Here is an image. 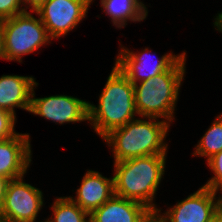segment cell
Segmentation results:
<instances>
[{"label": "cell", "instance_id": "1", "mask_svg": "<svg viewBox=\"0 0 222 222\" xmlns=\"http://www.w3.org/2000/svg\"><path fill=\"white\" fill-rule=\"evenodd\" d=\"M167 155H149L113 163L114 195L144 204L153 213L164 179Z\"/></svg>", "mask_w": 222, "mask_h": 222}, {"label": "cell", "instance_id": "2", "mask_svg": "<svg viewBox=\"0 0 222 222\" xmlns=\"http://www.w3.org/2000/svg\"><path fill=\"white\" fill-rule=\"evenodd\" d=\"M171 124L154 117H140L112 130L102 141L112 152L113 163L149 155H167L166 138Z\"/></svg>", "mask_w": 222, "mask_h": 222}, {"label": "cell", "instance_id": "3", "mask_svg": "<svg viewBox=\"0 0 222 222\" xmlns=\"http://www.w3.org/2000/svg\"><path fill=\"white\" fill-rule=\"evenodd\" d=\"M98 95V104L89 102L90 127L101 140L112 130L123 127L138 117L135 106L134 84L115 64ZM137 116V117H136Z\"/></svg>", "mask_w": 222, "mask_h": 222}, {"label": "cell", "instance_id": "4", "mask_svg": "<svg viewBox=\"0 0 222 222\" xmlns=\"http://www.w3.org/2000/svg\"><path fill=\"white\" fill-rule=\"evenodd\" d=\"M186 51L166 71L134 84L135 106L140 117H154L175 122L181 86L186 76Z\"/></svg>", "mask_w": 222, "mask_h": 222}, {"label": "cell", "instance_id": "5", "mask_svg": "<svg viewBox=\"0 0 222 222\" xmlns=\"http://www.w3.org/2000/svg\"><path fill=\"white\" fill-rule=\"evenodd\" d=\"M34 11L26 10L2 21V60L23 63V57L52 44L46 27Z\"/></svg>", "mask_w": 222, "mask_h": 222}, {"label": "cell", "instance_id": "6", "mask_svg": "<svg viewBox=\"0 0 222 222\" xmlns=\"http://www.w3.org/2000/svg\"><path fill=\"white\" fill-rule=\"evenodd\" d=\"M119 46L121 47L114 59V64L132 84L152 79L168 70L185 52L184 50L182 53L175 54L173 51H168L157 57L156 52L152 53V49L146 46L141 48L140 52L123 46L122 42Z\"/></svg>", "mask_w": 222, "mask_h": 222}, {"label": "cell", "instance_id": "7", "mask_svg": "<svg viewBox=\"0 0 222 222\" xmlns=\"http://www.w3.org/2000/svg\"><path fill=\"white\" fill-rule=\"evenodd\" d=\"M25 177L8 182L0 216L7 222H45V219L37 221L38 214L45 207L44 193L35 185L26 183Z\"/></svg>", "mask_w": 222, "mask_h": 222}, {"label": "cell", "instance_id": "8", "mask_svg": "<svg viewBox=\"0 0 222 222\" xmlns=\"http://www.w3.org/2000/svg\"><path fill=\"white\" fill-rule=\"evenodd\" d=\"M88 0H47L35 11L52 40L67 36L87 18Z\"/></svg>", "mask_w": 222, "mask_h": 222}, {"label": "cell", "instance_id": "9", "mask_svg": "<svg viewBox=\"0 0 222 222\" xmlns=\"http://www.w3.org/2000/svg\"><path fill=\"white\" fill-rule=\"evenodd\" d=\"M39 83L36 82L31 95L29 113L42 117L56 125L75 124L89 121V101L73 95H50L36 97L35 89Z\"/></svg>", "mask_w": 222, "mask_h": 222}, {"label": "cell", "instance_id": "10", "mask_svg": "<svg viewBox=\"0 0 222 222\" xmlns=\"http://www.w3.org/2000/svg\"><path fill=\"white\" fill-rule=\"evenodd\" d=\"M177 201L165 211L159 209L156 214L160 222H213L215 220V199L212 189L200 186L197 191Z\"/></svg>", "mask_w": 222, "mask_h": 222}, {"label": "cell", "instance_id": "11", "mask_svg": "<svg viewBox=\"0 0 222 222\" xmlns=\"http://www.w3.org/2000/svg\"><path fill=\"white\" fill-rule=\"evenodd\" d=\"M30 133H17L0 141V175L10 180L26 176L32 163Z\"/></svg>", "mask_w": 222, "mask_h": 222}, {"label": "cell", "instance_id": "12", "mask_svg": "<svg viewBox=\"0 0 222 222\" xmlns=\"http://www.w3.org/2000/svg\"><path fill=\"white\" fill-rule=\"evenodd\" d=\"M72 191L75 195L68 197L90 215L114 195L113 176L108 178L97 170L87 169L80 186Z\"/></svg>", "mask_w": 222, "mask_h": 222}, {"label": "cell", "instance_id": "13", "mask_svg": "<svg viewBox=\"0 0 222 222\" xmlns=\"http://www.w3.org/2000/svg\"><path fill=\"white\" fill-rule=\"evenodd\" d=\"M152 214L142 203L113 195L89 215V222H145Z\"/></svg>", "mask_w": 222, "mask_h": 222}, {"label": "cell", "instance_id": "14", "mask_svg": "<svg viewBox=\"0 0 222 222\" xmlns=\"http://www.w3.org/2000/svg\"><path fill=\"white\" fill-rule=\"evenodd\" d=\"M34 76L2 75L0 77V109L16 117L15 109L30 110L32 90L37 82Z\"/></svg>", "mask_w": 222, "mask_h": 222}, {"label": "cell", "instance_id": "15", "mask_svg": "<svg viewBox=\"0 0 222 222\" xmlns=\"http://www.w3.org/2000/svg\"><path fill=\"white\" fill-rule=\"evenodd\" d=\"M99 3L115 29L126 28L129 22H143L149 13L137 0H100Z\"/></svg>", "mask_w": 222, "mask_h": 222}, {"label": "cell", "instance_id": "16", "mask_svg": "<svg viewBox=\"0 0 222 222\" xmlns=\"http://www.w3.org/2000/svg\"><path fill=\"white\" fill-rule=\"evenodd\" d=\"M211 126L205 131L197 144L194 145L192 156L209 158L222 151V116L219 114L214 117Z\"/></svg>", "mask_w": 222, "mask_h": 222}, {"label": "cell", "instance_id": "17", "mask_svg": "<svg viewBox=\"0 0 222 222\" xmlns=\"http://www.w3.org/2000/svg\"><path fill=\"white\" fill-rule=\"evenodd\" d=\"M50 205L52 216L45 218V222H89V214L68 196H56Z\"/></svg>", "mask_w": 222, "mask_h": 222}, {"label": "cell", "instance_id": "18", "mask_svg": "<svg viewBox=\"0 0 222 222\" xmlns=\"http://www.w3.org/2000/svg\"><path fill=\"white\" fill-rule=\"evenodd\" d=\"M207 167L211 173L212 177L206 181L202 186L210 188L212 190L222 186V151L218 152L207 161Z\"/></svg>", "mask_w": 222, "mask_h": 222}, {"label": "cell", "instance_id": "19", "mask_svg": "<svg viewBox=\"0 0 222 222\" xmlns=\"http://www.w3.org/2000/svg\"><path fill=\"white\" fill-rule=\"evenodd\" d=\"M16 122L17 117L0 109V141L7 140L18 133L15 131Z\"/></svg>", "mask_w": 222, "mask_h": 222}, {"label": "cell", "instance_id": "20", "mask_svg": "<svg viewBox=\"0 0 222 222\" xmlns=\"http://www.w3.org/2000/svg\"><path fill=\"white\" fill-rule=\"evenodd\" d=\"M22 0H0V20L25 12Z\"/></svg>", "mask_w": 222, "mask_h": 222}, {"label": "cell", "instance_id": "21", "mask_svg": "<svg viewBox=\"0 0 222 222\" xmlns=\"http://www.w3.org/2000/svg\"><path fill=\"white\" fill-rule=\"evenodd\" d=\"M213 193L215 199V219L218 222H222V186L214 189Z\"/></svg>", "mask_w": 222, "mask_h": 222}, {"label": "cell", "instance_id": "22", "mask_svg": "<svg viewBox=\"0 0 222 222\" xmlns=\"http://www.w3.org/2000/svg\"><path fill=\"white\" fill-rule=\"evenodd\" d=\"M9 181V178L0 175V209L2 208V205L4 203L6 188Z\"/></svg>", "mask_w": 222, "mask_h": 222}, {"label": "cell", "instance_id": "23", "mask_svg": "<svg viewBox=\"0 0 222 222\" xmlns=\"http://www.w3.org/2000/svg\"><path fill=\"white\" fill-rule=\"evenodd\" d=\"M25 10L35 11L41 4L47 0H22Z\"/></svg>", "mask_w": 222, "mask_h": 222}, {"label": "cell", "instance_id": "24", "mask_svg": "<svg viewBox=\"0 0 222 222\" xmlns=\"http://www.w3.org/2000/svg\"><path fill=\"white\" fill-rule=\"evenodd\" d=\"M213 27L216 31L222 34V11H218L214 16Z\"/></svg>", "mask_w": 222, "mask_h": 222}, {"label": "cell", "instance_id": "25", "mask_svg": "<svg viewBox=\"0 0 222 222\" xmlns=\"http://www.w3.org/2000/svg\"><path fill=\"white\" fill-rule=\"evenodd\" d=\"M145 222H160L156 213H153Z\"/></svg>", "mask_w": 222, "mask_h": 222}, {"label": "cell", "instance_id": "26", "mask_svg": "<svg viewBox=\"0 0 222 222\" xmlns=\"http://www.w3.org/2000/svg\"><path fill=\"white\" fill-rule=\"evenodd\" d=\"M2 20H0V59H2Z\"/></svg>", "mask_w": 222, "mask_h": 222}, {"label": "cell", "instance_id": "27", "mask_svg": "<svg viewBox=\"0 0 222 222\" xmlns=\"http://www.w3.org/2000/svg\"><path fill=\"white\" fill-rule=\"evenodd\" d=\"M139 3H141L147 10H148V5H145V3L141 0H137Z\"/></svg>", "mask_w": 222, "mask_h": 222}, {"label": "cell", "instance_id": "28", "mask_svg": "<svg viewBox=\"0 0 222 222\" xmlns=\"http://www.w3.org/2000/svg\"><path fill=\"white\" fill-rule=\"evenodd\" d=\"M0 222H7V221L0 216Z\"/></svg>", "mask_w": 222, "mask_h": 222}, {"label": "cell", "instance_id": "29", "mask_svg": "<svg viewBox=\"0 0 222 222\" xmlns=\"http://www.w3.org/2000/svg\"><path fill=\"white\" fill-rule=\"evenodd\" d=\"M91 4H93V2L95 1V0H88Z\"/></svg>", "mask_w": 222, "mask_h": 222}]
</instances>
